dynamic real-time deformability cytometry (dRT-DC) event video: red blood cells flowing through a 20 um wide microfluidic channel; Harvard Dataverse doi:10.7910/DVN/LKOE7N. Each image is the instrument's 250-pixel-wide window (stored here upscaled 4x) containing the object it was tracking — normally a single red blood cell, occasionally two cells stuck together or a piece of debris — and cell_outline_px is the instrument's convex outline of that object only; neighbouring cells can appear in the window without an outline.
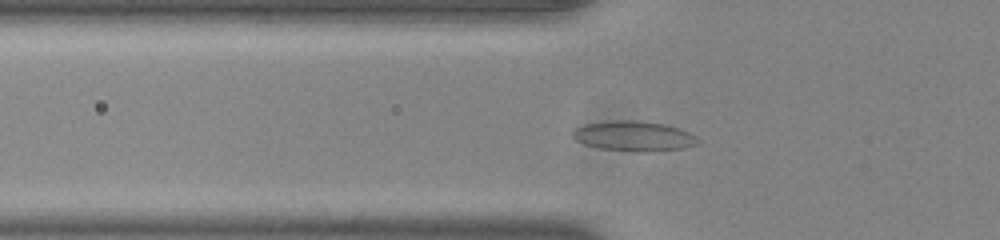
{"species": "common noctule bat (a hibernating species)", "species_latin": "Nyctalus noctula", "temperature_condition": "room temperature", "stored_images_in_passage": 46, "camera_frame_rate_fps": 3000, "um_per_image_px": 0.085, "animal": {"sex": "male", "body_mass_g": 20.0, "forearm_length_mm": 53.3}, "frame": {"image": 1, "passage_image": 11, "time_ms": 3.333, "image_size_px": [1000, 240], "cell_outline_px": [[700, 140], [696, 144], [684, 148], [644, 152], [636, 152], [600, 148], [584, 144], [576, 140], [572, 136], [572, 132], [576, 128], [584, 124], [612, 120], [636, 120], [664, 124], [680, 128], [696, 136]], "centroid_in_image_um": [53.87, 11.56], "position_along_channel_um": 71.9, "area_um2": 21.96}}
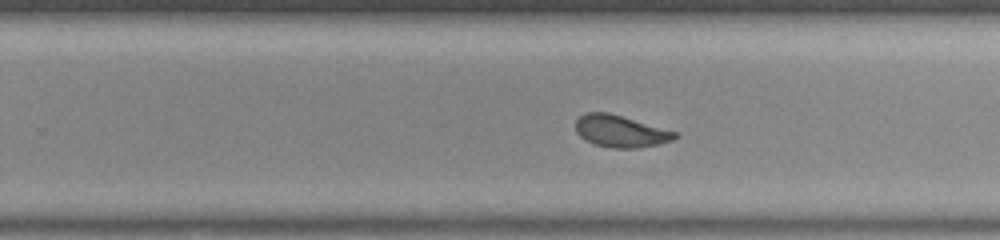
{"frame": {"image": 2, "passage_image": 27, "time_ms": 8.667, "image_size_px": [1000, 240], "cell_outline_px": [[680, 136], [672, 140], [660, 144], [636, 148], [612, 148], [596, 144], [584, 140], [576, 132], [576, 120], [584, 112], [608, 112], [680, 132]], "centroid_in_image_um": [52.79, 11.15], "position_along_channel_um": 277.0, "area_um2": 18.73}}
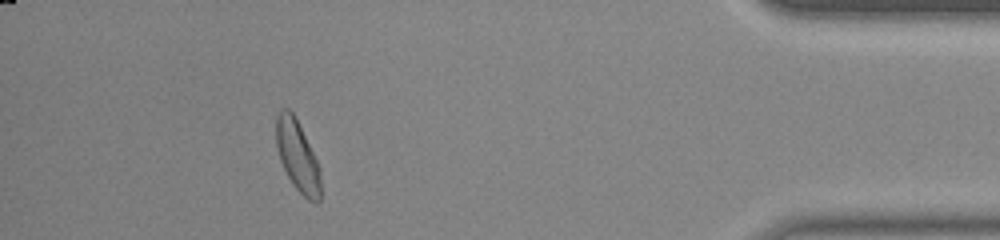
{"frame": {"image": 3, "passage_image": 41, "time_ms": 13.333, "image_size_px": [1000, 240], "cell_outline_px": [[320, 200], [316, 204], [308, 200], [292, 184], [280, 160], [276, 144], [276, 116], [280, 108], [288, 108], [292, 112], [320, 168]], "centroid_in_image_um": [25.27, 13.28], "position_along_channel_um": 409.9, "area_um2": 18.03}, "authors_computed_cell_mechanics": {"area_um2": 19.0162, "velocity_mm_per_s": 3.8573, "shape_relaxation_time_tau1_ms": 4.7245, "shape_relaxation_time_tau2_ms": null, "deformation_change_tau1": 0.1268, "deformation_change_tau2": null}}